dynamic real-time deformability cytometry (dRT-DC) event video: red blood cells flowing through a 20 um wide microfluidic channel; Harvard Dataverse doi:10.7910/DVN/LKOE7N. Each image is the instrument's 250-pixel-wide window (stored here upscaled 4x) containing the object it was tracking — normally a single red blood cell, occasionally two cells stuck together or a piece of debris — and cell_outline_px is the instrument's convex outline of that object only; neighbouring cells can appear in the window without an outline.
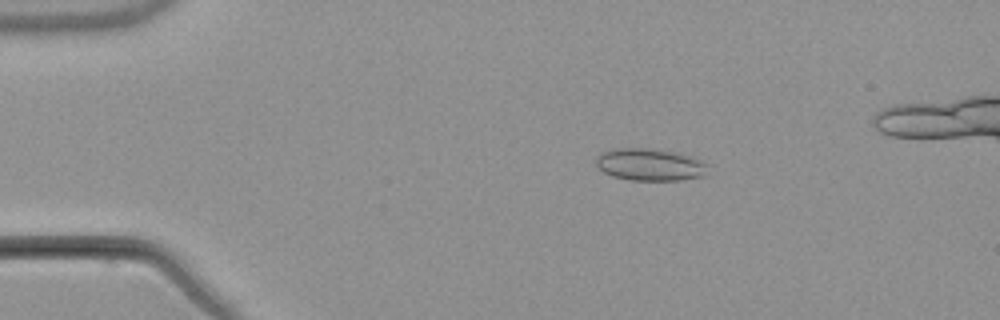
{"species": "common noctule bat (a hibernating species)", "species_latin": "Nyctalus noctula", "temperature_condition": "warm", "stored_images_in_passage": 8, "camera_frame_rate_fps": 3000, "um_per_image_px": 0.085, "animal": {"sex": "male", "body_mass_g": 21.5, "forearm_length_mm": 52.0}, "frame": {"image": 1, "passage_image": 3, "time_ms": 3.333, "image_size_px": [1000, 320], "cell_outline_px": [[708, 164], [704, 176], [680, 180], [628, 180], [612, 176], [604, 172], [596, 164], [596, 156], [600, 152], [620, 148], [644, 148], [672, 152], [696, 156]], "centroid_in_image_um": [55.26, 13.99], "position_along_channel_um": 29.7, "area_um2": 21.04}}
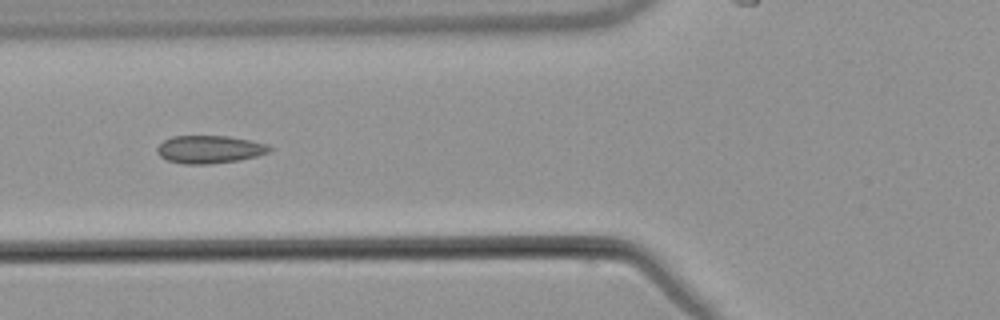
{"frame": {"image": 2, "passage_image": 6, "time_ms": 7.0, "image_size_px": [1000, 320], "cell_outline_px": [[272, 148], [268, 152], [256, 156], [240, 160], [212, 164], [184, 164], [168, 160], [160, 156], [156, 152], [156, 148], [164, 140], [172, 136], [228, 136], [268, 144]], "centroid_in_image_um": [17.79, 12.7], "position_along_channel_um": 108.0, "area_um2": 18.21}}
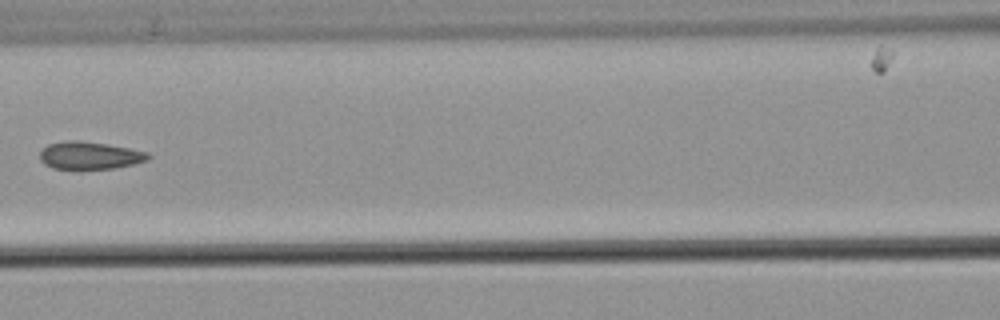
{"frame": {"image": 3, "passage_image": 7, "time_ms": 8.333, "image_size_px": [1000, 320], "cell_outline_px": [[152, 156], [148, 160], [132, 164], [112, 168], [80, 172], [52, 168], [44, 164], [40, 160], [40, 152], [48, 144], [64, 140], [76, 140], [108, 144], [148, 152]], "centroid_in_image_um": [7.58, 13.25], "position_along_channel_um": 159.0, "area_um2": 18.09}}